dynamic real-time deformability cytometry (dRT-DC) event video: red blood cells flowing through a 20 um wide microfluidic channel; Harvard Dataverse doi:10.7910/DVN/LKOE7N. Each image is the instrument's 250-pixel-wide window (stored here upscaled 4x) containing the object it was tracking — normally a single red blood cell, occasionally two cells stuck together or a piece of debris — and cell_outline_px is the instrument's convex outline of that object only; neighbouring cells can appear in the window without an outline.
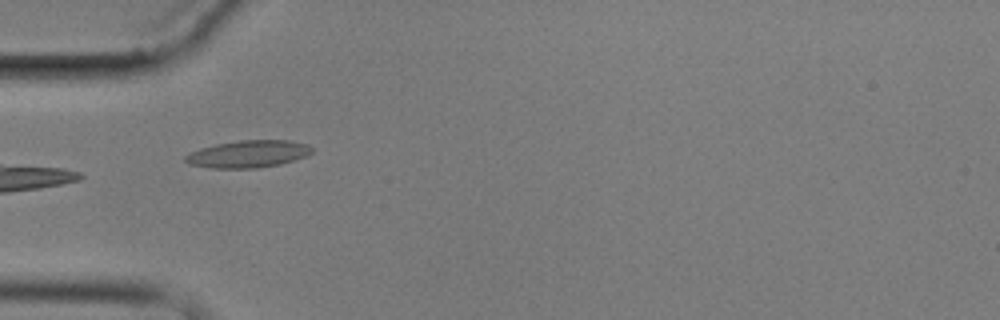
{"species": "common noctule bat (a hibernating species)", "species_latin": "Nyctalus noctula", "temperature_condition": "cold", "stored_images_in_passage": 11, "camera_frame_rate_fps": 3000, "um_per_image_px": 0.085, "animal": {"sex": "male", "body_mass_g": 17.9}, "frame": {"image": 1, "passage_image": 5, "time_ms": 5.333, "image_size_px": [1000, 320], "cell_outline_px": [[312, 152], [308, 156], [280, 164], [256, 168], [208, 168], [188, 164], [184, 160], [184, 156], [200, 148], [216, 144], [240, 140], [288, 140], [308, 144], [312, 148]], "centroid_in_image_um": [21.1, 13.09], "position_along_channel_um": 63.9, "area_um2": 20.17}}
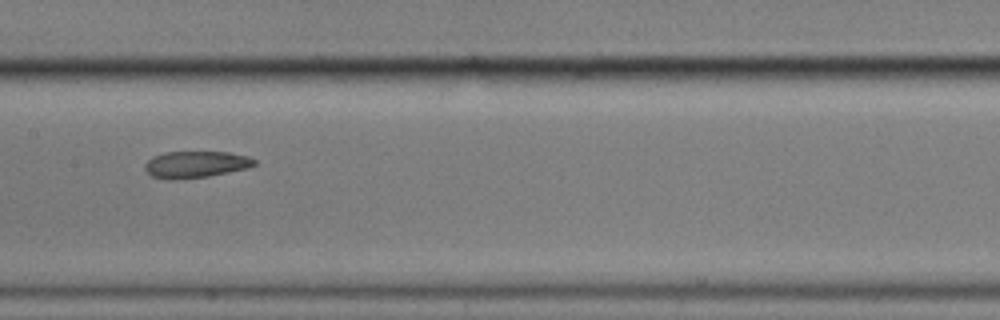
{"frame": {"image": 2, "passage_image": 8, "time_ms": 9.0, "image_size_px": [1000, 320], "cell_outline_px": [[256, 164], [248, 168], [208, 176], [176, 180], [168, 180], [152, 176], [144, 168], [144, 164], [152, 156], [168, 152], [228, 152], [248, 156], [256, 160]], "centroid_in_image_um": [16.63, 13.98], "position_along_channel_um": 190.8, "area_um2": 17.05}}
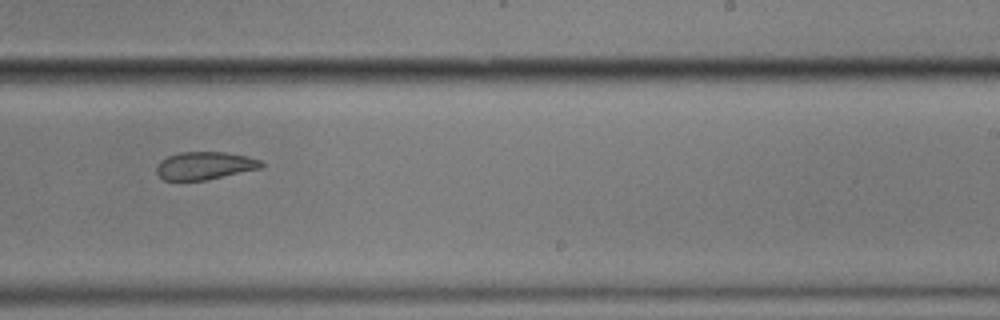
{"frame": {"image": 3, "passage_image": 10, "time_ms": 11.333, "image_size_px": [1000, 320], "cell_outline_px": [[264, 164], [260, 168], [204, 180], [164, 180], [156, 172], [156, 164], [160, 160], [168, 156], [180, 152], [224, 152], [248, 156], [260, 160]], "centroid_in_image_um": [17.36, 14.07], "position_along_channel_um": 271.6, "area_um2": 16.82}}